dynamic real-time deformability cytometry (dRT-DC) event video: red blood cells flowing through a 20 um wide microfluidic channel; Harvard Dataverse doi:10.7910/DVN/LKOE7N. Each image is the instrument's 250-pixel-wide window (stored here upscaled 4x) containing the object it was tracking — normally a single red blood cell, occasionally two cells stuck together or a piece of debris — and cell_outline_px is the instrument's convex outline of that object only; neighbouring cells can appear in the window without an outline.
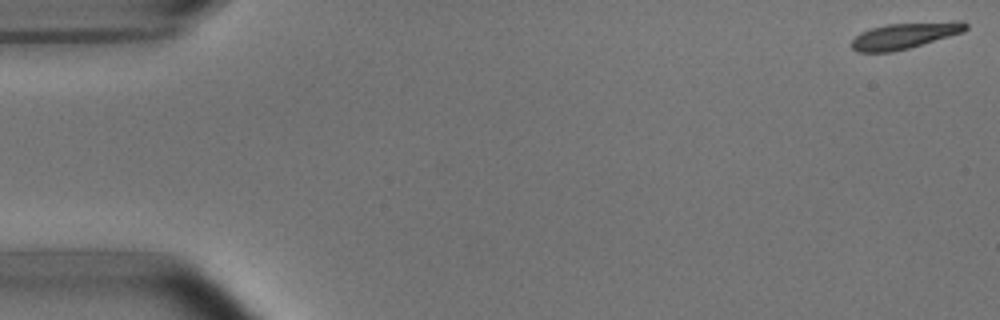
{"species": "common noctule bat (a hibernating species)", "species_latin": "Nyctalus noctula", "temperature_condition": "room temperature", "stored_images_in_passage": 6, "camera_frame_rate_fps": 3000, "um_per_image_px": 0.085, "animal": {"sex": "male", "body_mass_g": 15.6}, "frame": {"image": 1, "passage_image": 1, "time_ms": 0.0, "image_size_px": [1000, 320], "cell_outline_px": [[968, 28], [964, 32], [908, 48], [892, 52], [856, 52], [852, 48], [852, 40], [860, 32], [872, 28], [888, 24], [956, 20], [964, 20], [968, 24]], "centroid_in_image_um": [76.96, 3.01], "position_along_channel_um": 8.0, "area_um2": 17.51}}
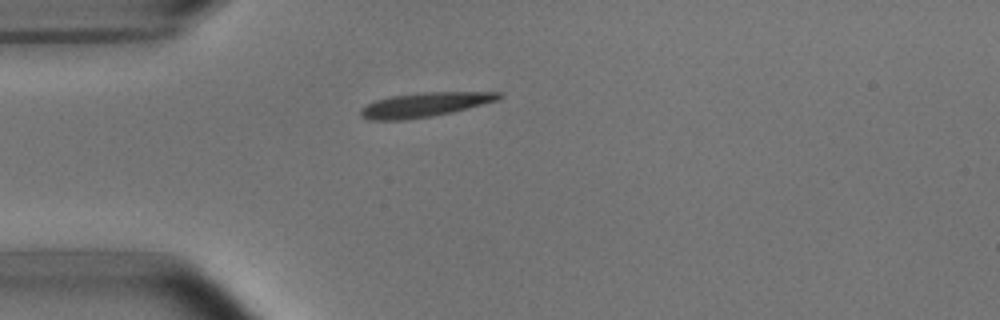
{"frame": {"image": 2, "passage_image": 4, "time_ms": 1.0, "image_size_px": [1000, 320], "cell_outline_px": [[504, 96], [496, 100], [468, 108], [452, 112], [432, 116], [404, 120], [372, 120], [360, 116], [360, 108], [376, 100], [392, 96], [420, 92], [504, 92]], "centroid_in_image_um": [36.1, 8.9], "position_along_channel_um": 48.9, "area_um2": 19.54}}